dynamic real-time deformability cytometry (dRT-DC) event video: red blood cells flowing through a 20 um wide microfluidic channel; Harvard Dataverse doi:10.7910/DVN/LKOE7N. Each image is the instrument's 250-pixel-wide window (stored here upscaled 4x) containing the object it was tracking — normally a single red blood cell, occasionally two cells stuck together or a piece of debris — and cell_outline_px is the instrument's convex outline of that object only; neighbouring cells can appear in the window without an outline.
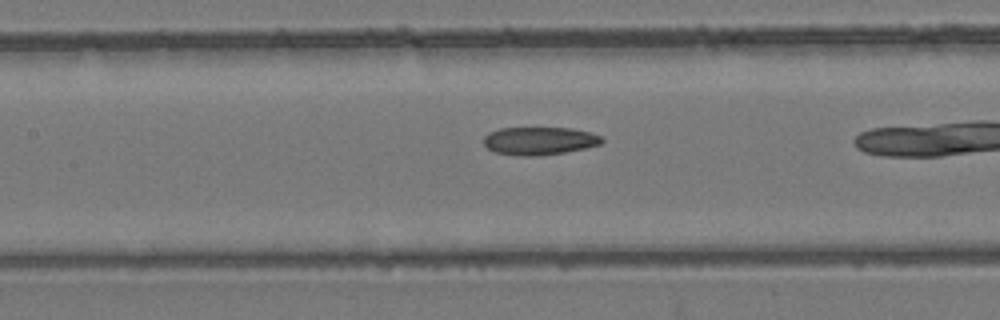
{"species": "common noctule bat (a hibernating species)", "species_latin": "Nyctalus noctula", "temperature_condition": "room temperature", "stored_images_in_passage": 35, "camera_frame_rate_fps": 3000, "um_per_image_px": 0.085, "animal": {"sex": "female", "body_mass_g": 24.6, "forearm_length_mm": 56.2}, "frame": {"image": 1, "passage_image": 20, "time_ms": 6.333, "image_size_px": [1000, 320], "cell_outline_px": [[604, 140], [600, 144], [584, 148], [564, 152], [536, 156], [520, 156], [496, 152], [488, 148], [484, 144], [484, 136], [488, 132], [500, 128], [572, 128], [592, 132], [600, 136]], "centroid_in_image_um": [45.84, 11.96], "position_along_channel_um": 161.6, "area_um2": 19.19}}